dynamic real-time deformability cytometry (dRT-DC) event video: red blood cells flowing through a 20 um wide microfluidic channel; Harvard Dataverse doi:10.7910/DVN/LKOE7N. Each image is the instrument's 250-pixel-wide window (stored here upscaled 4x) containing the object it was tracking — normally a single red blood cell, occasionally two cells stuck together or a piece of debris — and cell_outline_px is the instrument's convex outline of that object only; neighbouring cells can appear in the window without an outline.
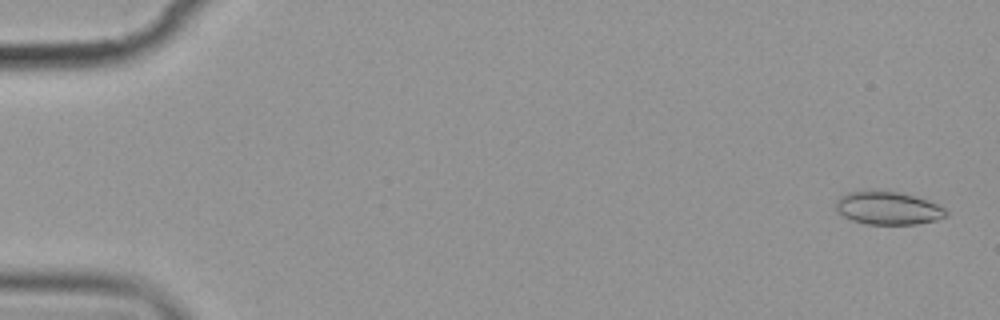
{"species": "common noctule bat (a hibernating species)", "species_latin": "Nyctalus noctula", "temperature_condition": "cold", "stored_images_in_passage": 15, "camera_frame_rate_fps": 3000, "um_per_image_px": 0.085, "animal": {"sex": "female", "body_mass_g": 19.9}, "frame": {"image": 1, "passage_image": 1, "time_ms": 0.0, "image_size_px": [1000, 320], "cell_outline_px": [[948, 216], [936, 220], [916, 224], [868, 224], [852, 220], [836, 212], [836, 200], [840, 196], [848, 192], [896, 192], [912, 196], [936, 204], [944, 208], [948, 212]], "centroid_in_image_um": [75.47, 17.72], "position_along_channel_um": 9.5, "area_um2": 20.69}}
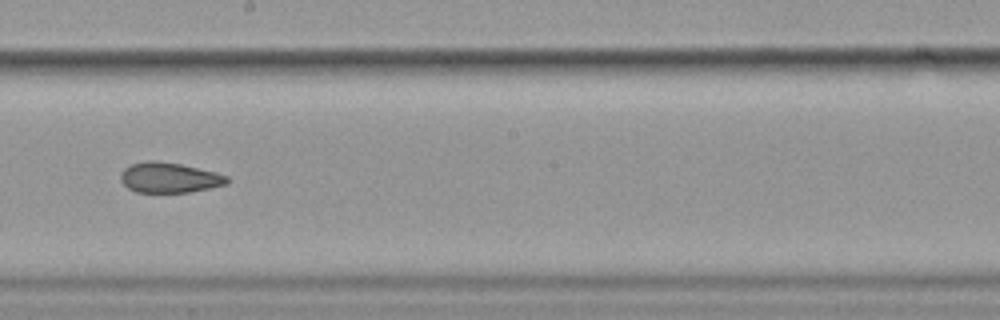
{"frame": {"image": 2, "passage_image": 9, "time_ms": 10.333, "image_size_px": [1000, 320], "cell_outline_px": [[228, 184], [188, 192], [136, 192], [128, 188], [120, 180], [120, 172], [124, 168], [132, 164], [148, 160], [156, 160], [180, 164], [216, 172], [228, 176]], "centroid_in_image_um": [14.37, 15.09], "position_along_channel_um": 233.8, "area_um2": 18.73}}
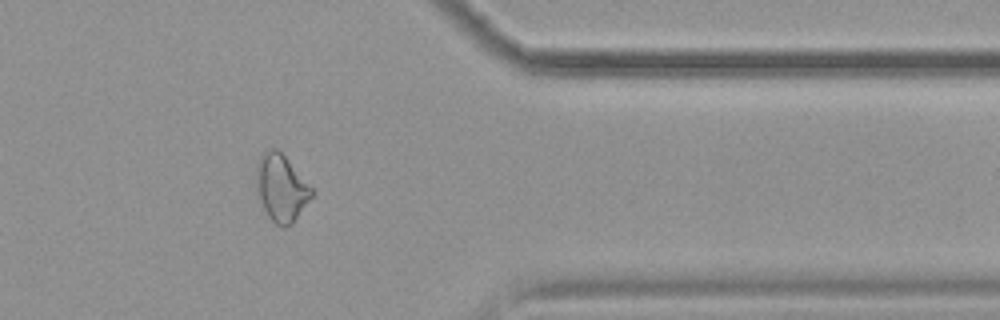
{"frame": {"image": 3, "passage_image": 13, "time_ms": 15.0, "image_size_px": [1000, 320], "cell_outline_px": [[312, 196], [292, 224], [284, 228], [276, 224], [268, 216], [264, 208], [256, 188], [256, 164], [260, 156], [268, 148], [276, 148], [284, 156], [312, 188]], "centroid_in_image_um": [23.88, 15.97], "position_along_channel_um": 387.5, "area_um2": 21.21}, "authors_computed_cell_mechanics": {"area_um2": 20.6924, "velocity_mm_per_s": 3.5596, "shape_relaxation_time_tau1_ms": null, "shape_relaxation_time_tau2_ms": 3.842, "deformation_change_tau1": null, "deformation_change_tau2": 0.072}}